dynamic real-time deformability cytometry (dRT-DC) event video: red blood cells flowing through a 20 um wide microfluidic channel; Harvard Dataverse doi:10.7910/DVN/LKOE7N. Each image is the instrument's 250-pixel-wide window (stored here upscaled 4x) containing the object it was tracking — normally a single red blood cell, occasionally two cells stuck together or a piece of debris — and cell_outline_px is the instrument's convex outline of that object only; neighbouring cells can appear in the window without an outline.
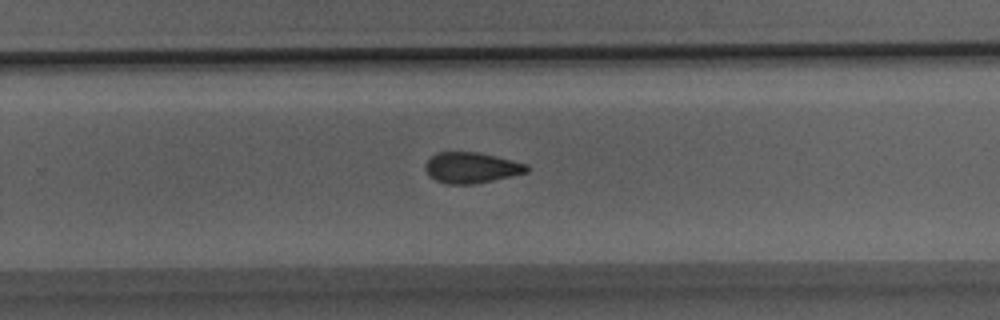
{"species": "Egyptian fruit bat (a non-hibernating species)", "species_latin": "Rousettus aegyptiacus", "temperature_condition": "room temperature", "stored_images_in_passage": 32, "camera_frame_rate_fps": 3000, "um_per_image_px": 0.085, "animal": {"sex": "male"}, "frame": {"image": 1, "passage_image": 21, "time_ms": 6.667, "image_size_px": [1000, 320], "cell_outline_px": [[528, 172], [512, 176], [472, 184], [444, 184], [428, 176], [424, 168], [424, 164], [436, 152], [476, 152], [496, 156], [528, 164]], "centroid_in_image_um": [40.04, 14.25], "position_along_channel_um": 289.8, "area_um2": 18.26}}
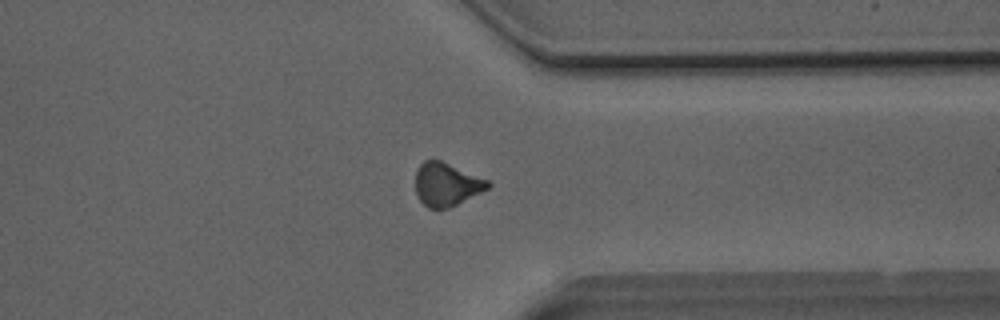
{"frame": {"image": 2, "passage_image": 25, "time_ms": 8.0, "image_size_px": [1000, 320], "cell_outline_px": [[492, 184], [488, 188], [448, 208], [428, 208], [416, 196], [416, 172], [420, 164], [424, 160], [440, 160], [488, 180]], "centroid_in_image_um": [37.93, 15.67], "position_along_channel_um": 373.5, "area_um2": 17.92}}
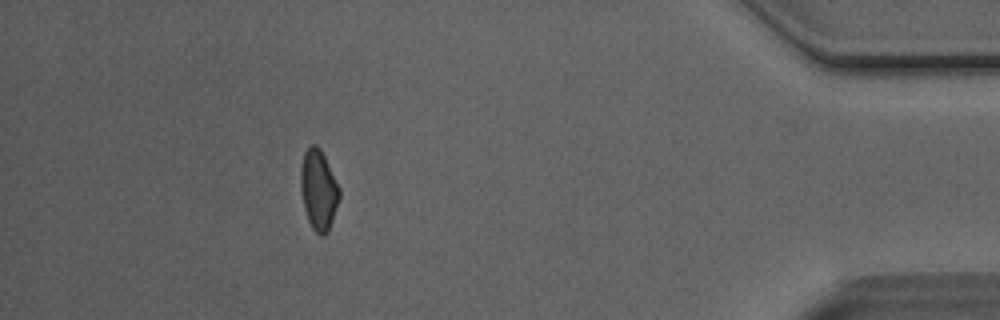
{"frame": {"image": 3, "passage_image": 29, "time_ms": 9.333, "image_size_px": [1000, 320], "cell_outline_px": [[340, 196], [328, 232], [324, 236], [320, 236], [312, 228], [308, 220], [304, 208], [300, 192], [300, 168], [304, 152], [312, 144], [316, 144], [320, 148], [340, 188]], "centroid_in_image_um": [27.06, 16.14], "position_along_channel_um": 408.1, "area_um2": 18.15}}